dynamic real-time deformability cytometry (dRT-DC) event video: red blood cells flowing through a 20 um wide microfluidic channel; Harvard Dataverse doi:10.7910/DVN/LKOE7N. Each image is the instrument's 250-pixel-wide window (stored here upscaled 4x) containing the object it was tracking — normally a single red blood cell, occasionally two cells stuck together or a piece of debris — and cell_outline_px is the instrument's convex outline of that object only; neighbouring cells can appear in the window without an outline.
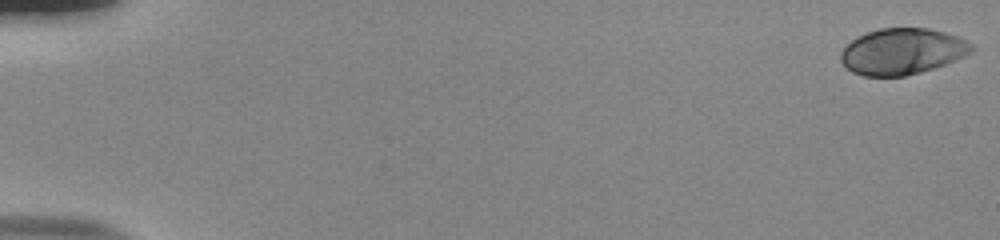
{"species": "human", "species_latin": "Homo sapiens", "temperature_condition": "room temperature", "stored_images_in_passage": 55, "camera_frame_rate_fps": 3000, "um_per_image_px": 0.085, "donor": {"sex": "male"}, "frame": {"image": 1, "passage_image": 1, "time_ms": 0.0, "image_size_px": [1000, 240], "cell_outline_px": [[976, 48], [972, 52], [956, 60], [920, 72], [904, 76], [864, 76], [852, 72], [840, 60], [840, 52], [856, 36], [880, 28], [928, 28], [960, 36], [972, 44]], "centroid_in_image_um": [76.71, 4.36], "position_along_channel_um": 8.3, "area_um2": 35.2}}
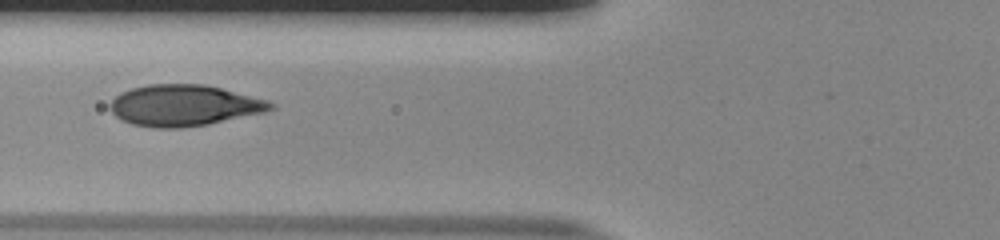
{"frame": {"image": 2, "passage_image": 23, "time_ms": 7.333, "image_size_px": [1000, 240], "cell_outline_px": [[276, 108], [268, 112], [208, 124], [180, 128], [152, 128], [132, 124], [120, 120], [108, 108], [108, 104], [120, 92], [132, 88], [148, 84], [204, 84], [268, 100], [276, 104]], "centroid_in_image_um": [15.65, 8.97], "position_along_channel_um": 110.2, "area_um2": 38.9}}
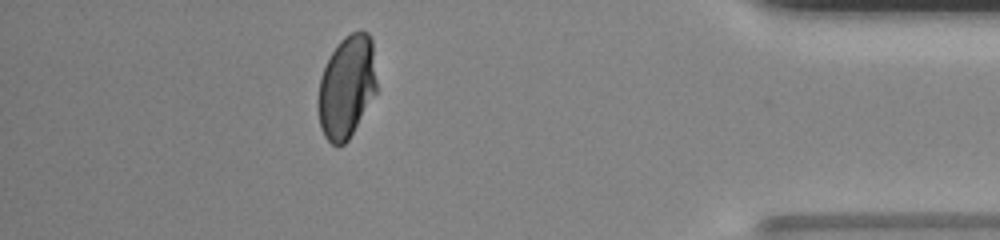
{"frame": {"image": 3, "passage_image": 49, "time_ms": 16.0, "image_size_px": [1000, 240], "cell_outline_px": [[376, 92], [348, 140], [344, 144], [332, 144], [324, 136], [320, 128], [320, 76], [332, 52], [340, 40], [344, 36], [352, 32], [368, 32], [372, 40], [376, 80]], "centroid_in_image_um": [29.49, 7.36], "position_along_channel_um": 405.7, "area_um2": 34.22}, "authors_computed_cell_mechanics": {"area_um2": 36.8764, "velocity_mm_per_s": 3.8373, "shape_relaxation_time_tau1_ms": 5.7408, "shape_relaxation_time_tau2_ms": null, "deformation_change_tau1": 0.2049, "deformation_change_tau2": null}}